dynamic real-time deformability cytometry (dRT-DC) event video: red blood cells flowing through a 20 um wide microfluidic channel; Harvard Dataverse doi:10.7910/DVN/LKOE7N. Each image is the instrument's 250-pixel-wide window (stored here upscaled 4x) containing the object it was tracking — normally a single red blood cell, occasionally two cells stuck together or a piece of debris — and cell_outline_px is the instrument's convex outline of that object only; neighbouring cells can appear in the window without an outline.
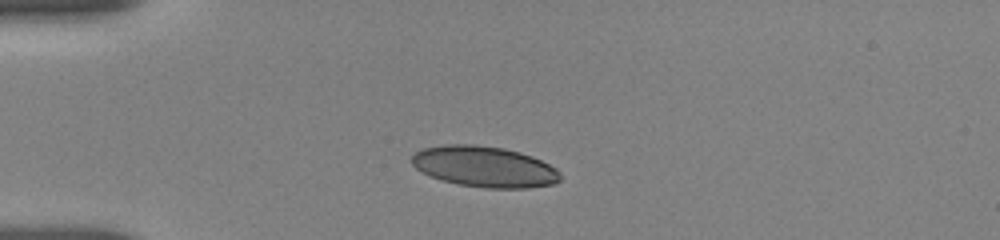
{"species": "human", "species_latin": "Homo sapiens", "temperature_condition": "room temperature", "stored_images_in_passage": 38, "camera_frame_rate_fps": 3000, "um_per_image_px": 0.085, "donor": {"sex": "female"}, "frame": {"image": 1, "passage_image": 1, "time_ms": 0.0, "image_size_px": [1000, 240], "cell_outline_px": [[560, 180], [556, 184], [528, 188], [484, 188], [456, 184], [432, 176], [416, 168], [412, 164], [412, 156], [416, 152], [424, 148], [444, 144], [476, 144], [504, 148], [520, 152], [532, 156], [556, 168], [560, 172]], "centroid_in_image_um": [41.21, 14.16], "position_along_channel_um": 43.8, "area_um2": 35.43}}
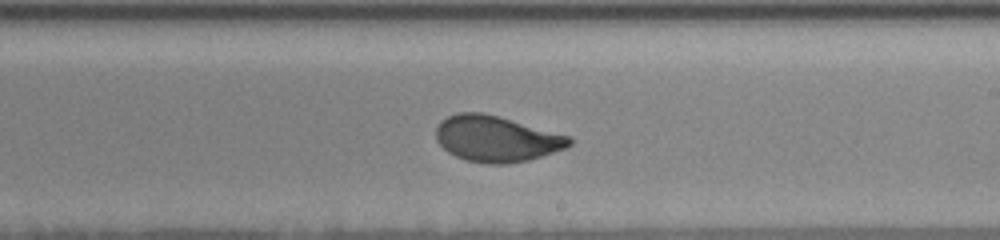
{"frame": {"image": 2, "passage_image": 20, "time_ms": 6.333, "image_size_px": [1000, 240], "cell_outline_px": [[572, 144], [564, 148], [528, 160], [508, 164], [484, 164], [464, 160], [448, 152], [436, 140], [436, 128], [440, 120], [456, 112], [484, 112], [572, 136]], "centroid_in_image_um": [42.17, 11.79], "position_along_channel_um": 246.8, "area_um2": 35.95}}
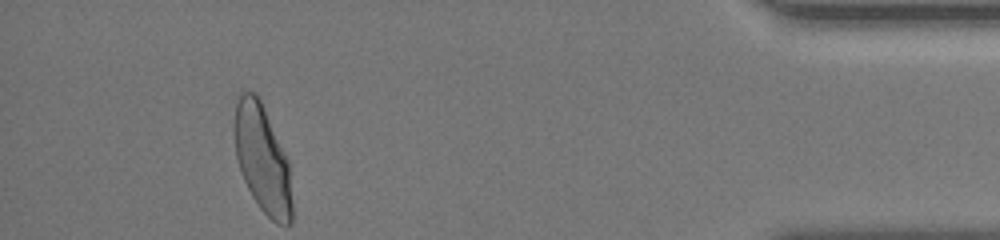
{"frame": {"image": 3, "passage_image": 38, "time_ms": 12.333, "image_size_px": [1000, 240], "cell_outline_px": [[292, 224], [276, 224], [260, 208], [252, 196], [240, 172], [236, 156], [232, 132], [232, 128], [236, 104], [240, 92], [256, 92], [260, 100], [288, 160], [292, 204]], "centroid_in_image_um": [22.27, 13.51], "position_along_channel_um": 412.9, "area_um2": 36.24}, "authors_computed_cell_mechanics": {"area_um2": 35.5759, "velocity_mm_per_s": 3.6482, "shape_relaxation_time_tau1_ms": 5.0306, "shape_relaxation_time_tau2_ms": null, "deformation_change_tau1": 0.1671, "deformation_change_tau2": null}}